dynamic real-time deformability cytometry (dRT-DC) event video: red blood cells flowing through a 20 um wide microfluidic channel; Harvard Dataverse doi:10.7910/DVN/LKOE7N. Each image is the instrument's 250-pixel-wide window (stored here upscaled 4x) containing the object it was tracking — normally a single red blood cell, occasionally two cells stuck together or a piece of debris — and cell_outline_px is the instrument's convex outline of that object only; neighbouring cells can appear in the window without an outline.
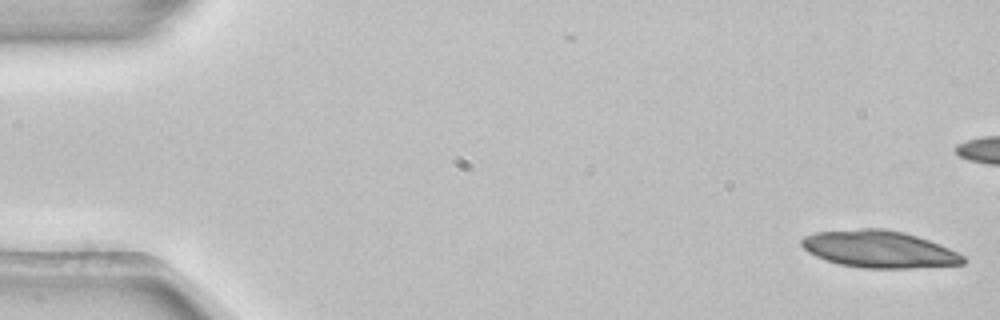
{"species": "common noctule bat (a hibernating species)", "species_latin": "Nyctalus noctula", "temperature_condition": "room temperature", "stored_images_in_passage": 2, "camera_frame_rate_fps": 3000, "um_per_image_px": 0.085, "animal": {"sex": "female", "body_mass_g": 22.7, "forearm_length_mm": 54.2}, "frame": {"image": 1, "passage_image": 2, "time_ms": 0.333, "image_size_px": [1000, 320], "cell_outline_px": [[968, 260], [964, 264], [912, 268], [864, 268], [840, 264], [824, 260], [808, 252], [800, 244], [800, 240], [804, 236], [816, 232], [864, 228], [884, 228], [904, 232], [940, 244], [964, 256]], "centroid_in_image_um": [74.72, 21.18], "position_along_channel_um": 10.3, "area_um2": 34.97}}